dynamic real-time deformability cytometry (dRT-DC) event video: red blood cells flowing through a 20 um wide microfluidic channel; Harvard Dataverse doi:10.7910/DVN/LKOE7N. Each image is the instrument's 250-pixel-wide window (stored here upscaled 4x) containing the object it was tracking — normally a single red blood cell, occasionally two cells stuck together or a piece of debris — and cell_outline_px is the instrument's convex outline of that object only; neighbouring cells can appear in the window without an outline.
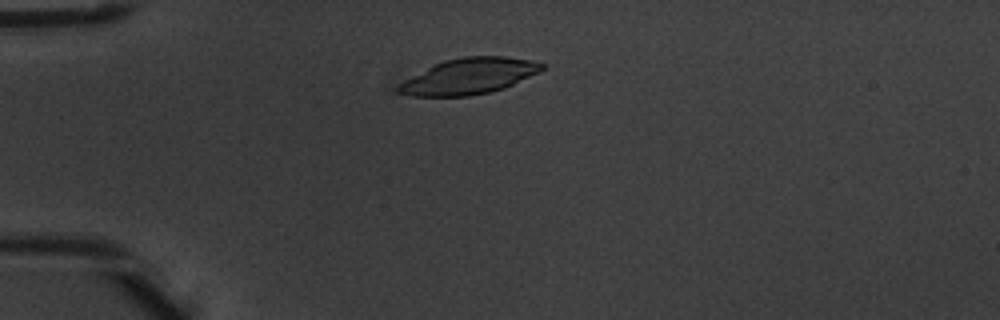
{"species": "common noctule bat (a hibernating species)", "species_latin": "Nyctalus noctula", "temperature_condition": "warm", "stored_images_in_passage": 4, "camera_frame_rate_fps": 3000, "um_per_image_px": 0.085, "animal": {"sex": "male", "body_mass_g": 20.1, "forearm_length_mm": 53.5}, "frame": {"image": 1, "passage_image": 3, "time_ms": 0.667, "image_size_px": [1000, 320], "cell_outline_px": [[544, 68], [540, 72], [504, 88], [492, 92], [468, 96], [412, 96], [396, 92], [396, 84], [444, 60], [464, 56], [504, 56], [532, 60], [544, 64]], "centroid_in_image_um": [39.87, 6.48], "position_along_channel_um": 45.1, "area_um2": 30.0}}